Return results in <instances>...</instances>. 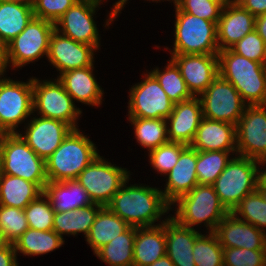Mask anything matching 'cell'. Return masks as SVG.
<instances>
[{
	"instance_id": "20",
	"label": "cell",
	"mask_w": 266,
	"mask_h": 266,
	"mask_svg": "<svg viewBox=\"0 0 266 266\" xmlns=\"http://www.w3.org/2000/svg\"><path fill=\"white\" fill-rule=\"evenodd\" d=\"M255 16L235 0L226 1L217 23V42L220 50L230 49L255 29Z\"/></svg>"
},
{
	"instance_id": "21",
	"label": "cell",
	"mask_w": 266,
	"mask_h": 266,
	"mask_svg": "<svg viewBox=\"0 0 266 266\" xmlns=\"http://www.w3.org/2000/svg\"><path fill=\"white\" fill-rule=\"evenodd\" d=\"M203 119L198 96L176 103L166 119L168 141L190 145Z\"/></svg>"
},
{
	"instance_id": "45",
	"label": "cell",
	"mask_w": 266,
	"mask_h": 266,
	"mask_svg": "<svg viewBox=\"0 0 266 266\" xmlns=\"http://www.w3.org/2000/svg\"><path fill=\"white\" fill-rule=\"evenodd\" d=\"M78 0H32L34 17L55 23Z\"/></svg>"
},
{
	"instance_id": "49",
	"label": "cell",
	"mask_w": 266,
	"mask_h": 266,
	"mask_svg": "<svg viewBox=\"0 0 266 266\" xmlns=\"http://www.w3.org/2000/svg\"><path fill=\"white\" fill-rule=\"evenodd\" d=\"M256 190H266V158L257 161Z\"/></svg>"
},
{
	"instance_id": "38",
	"label": "cell",
	"mask_w": 266,
	"mask_h": 266,
	"mask_svg": "<svg viewBox=\"0 0 266 266\" xmlns=\"http://www.w3.org/2000/svg\"><path fill=\"white\" fill-rule=\"evenodd\" d=\"M231 213L266 233V203L257 190L246 195Z\"/></svg>"
},
{
	"instance_id": "51",
	"label": "cell",
	"mask_w": 266,
	"mask_h": 266,
	"mask_svg": "<svg viewBox=\"0 0 266 266\" xmlns=\"http://www.w3.org/2000/svg\"><path fill=\"white\" fill-rule=\"evenodd\" d=\"M8 68L6 45L0 41V77L8 75Z\"/></svg>"
},
{
	"instance_id": "48",
	"label": "cell",
	"mask_w": 266,
	"mask_h": 266,
	"mask_svg": "<svg viewBox=\"0 0 266 266\" xmlns=\"http://www.w3.org/2000/svg\"><path fill=\"white\" fill-rule=\"evenodd\" d=\"M128 2H130V1L129 0H117V1H115L112 4L110 11H108L109 13H106L107 16H106L105 22L103 24V27H105L106 29H110V26L112 25V23L114 24V22L116 21L115 19L119 17V15L124 10L125 5H127Z\"/></svg>"
},
{
	"instance_id": "1",
	"label": "cell",
	"mask_w": 266,
	"mask_h": 266,
	"mask_svg": "<svg viewBox=\"0 0 266 266\" xmlns=\"http://www.w3.org/2000/svg\"><path fill=\"white\" fill-rule=\"evenodd\" d=\"M131 178L113 195L107 207L129 226L151 227L163 224L171 214V205L165 200L161 188L140 182H130L129 185Z\"/></svg>"
},
{
	"instance_id": "23",
	"label": "cell",
	"mask_w": 266,
	"mask_h": 266,
	"mask_svg": "<svg viewBox=\"0 0 266 266\" xmlns=\"http://www.w3.org/2000/svg\"><path fill=\"white\" fill-rule=\"evenodd\" d=\"M94 65L73 69L60 74L57 79L74 102L100 107L104 101V88L97 81Z\"/></svg>"
},
{
	"instance_id": "11",
	"label": "cell",
	"mask_w": 266,
	"mask_h": 266,
	"mask_svg": "<svg viewBox=\"0 0 266 266\" xmlns=\"http://www.w3.org/2000/svg\"><path fill=\"white\" fill-rule=\"evenodd\" d=\"M100 154L79 174L77 181L86 189L93 203L107 206L115 193L132 175L127 168L111 163Z\"/></svg>"
},
{
	"instance_id": "37",
	"label": "cell",
	"mask_w": 266,
	"mask_h": 266,
	"mask_svg": "<svg viewBox=\"0 0 266 266\" xmlns=\"http://www.w3.org/2000/svg\"><path fill=\"white\" fill-rule=\"evenodd\" d=\"M203 231L196 238L192 249L195 266H224L223 247L216 234Z\"/></svg>"
},
{
	"instance_id": "7",
	"label": "cell",
	"mask_w": 266,
	"mask_h": 266,
	"mask_svg": "<svg viewBox=\"0 0 266 266\" xmlns=\"http://www.w3.org/2000/svg\"><path fill=\"white\" fill-rule=\"evenodd\" d=\"M40 79L32 76L34 115L62 121L72 129L79 128L78 121L83 116V109L77 107L56 77Z\"/></svg>"
},
{
	"instance_id": "26",
	"label": "cell",
	"mask_w": 266,
	"mask_h": 266,
	"mask_svg": "<svg viewBox=\"0 0 266 266\" xmlns=\"http://www.w3.org/2000/svg\"><path fill=\"white\" fill-rule=\"evenodd\" d=\"M43 193L49 199L54 212L76 210L94 204L77 179L47 182Z\"/></svg>"
},
{
	"instance_id": "39",
	"label": "cell",
	"mask_w": 266,
	"mask_h": 266,
	"mask_svg": "<svg viewBox=\"0 0 266 266\" xmlns=\"http://www.w3.org/2000/svg\"><path fill=\"white\" fill-rule=\"evenodd\" d=\"M188 145L181 142L168 141L161 146L151 149L147 152L149 157L148 162L152 167V170L160 174L161 176L167 175L177 163L180 153Z\"/></svg>"
},
{
	"instance_id": "44",
	"label": "cell",
	"mask_w": 266,
	"mask_h": 266,
	"mask_svg": "<svg viewBox=\"0 0 266 266\" xmlns=\"http://www.w3.org/2000/svg\"><path fill=\"white\" fill-rule=\"evenodd\" d=\"M224 266H266V250L223 248Z\"/></svg>"
},
{
	"instance_id": "34",
	"label": "cell",
	"mask_w": 266,
	"mask_h": 266,
	"mask_svg": "<svg viewBox=\"0 0 266 266\" xmlns=\"http://www.w3.org/2000/svg\"><path fill=\"white\" fill-rule=\"evenodd\" d=\"M127 121L134 130L136 143L147 149L145 152L168 142L166 119L127 117Z\"/></svg>"
},
{
	"instance_id": "43",
	"label": "cell",
	"mask_w": 266,
	"mask_h": 266,
	"mask_svg": "<svg viewBox=\"0 0 266 266\" xmlns=\"http://www.w3.org/2000/svg\"><path fill=\"white\" fill-rule=\"evenodd\" d=\"M233 52L266 65V43L254 29L230 48Z\"/></svg>"
},
{
	"instance_id": "2",
	"label": "cell",
	"mask_w": 266,
	"mask_h": 266,
	"mask_svg": "<svg viewBox=\"0 0 266 266\" xmlns=\"http://www.w3.org/2000/svg\"><path fill=\"white\" fill-rule=\"evenodd\" d=\"M170 211L173 213L170 216L179 224L197 230L203 225L206 232H214L220 221L229 213L213 185L199 183L189 193L173 202Z\"/></svg>"
},
{
	"instance_id": "40",
	"label": "cell",
	"mask_w": 266,
	"mask_h": 266,
	"mask_svg": "<svg viewBox=\"0 0 266 266\" xmlns=\"http://www.w3.org/2000/svg\"><path fill=\"white\" fill-rule=\"evenodd\" d=\"M28 228L24 210L0 205V234L5 243L13 244Z\"/></svg>"
},
{
	"instance_id": "18",
	"label": "cell",
	"mask_w": 266,
	"mask_h": 266,
	"mask_svg": "<svg viewBox=\"0 0 266 266\" xmlns=\"http://www.w3.org/2000/svg\"><path fill=\"white\" fill-rule=\"evenodd\" d=\"M179 67L188 90L199 96L219 75L218 54H169Z\"/></svg>"
},
{
	"instance_id": "30",
	"label": "cell",
	"mask_w": 266,
	"mask_h": 266,
	"mask_svg": "<svg viewBox=\"0 0 266 266\" xmlns=\"http://www.w3.org/2000/svg\"><path fill=\"white\" fill-rule=\"evenodd\" d=\"M33 17L32 2H0V41L7 45Z\"/></svg>"
},
{
	"instance_id": "42",
	"label": "cell",
	"mask_w": 266,
	"mask_h": 266,
	"mask_svg": "<svg viewBox=\"0 0 266 266\" xmlns=\"http://www.w3.org/2000/svg\"><path fill=\"white\" fill-rule=\"evenodd\" d=\"M227 0H177L176 7L183 12L218 23Z\"/></svg>"
},
{
	"instance_id": "54",
	"label": "cell",
	"mask_w": 266,
	"mask_h": 266,
	"mask_svg": "<svg viewBox=\"0 0 266 266\" xmlns=\"http://www.w3.org/2000/svg\"><path fill=\"white\" fill-rule=\"evenodd\" d=\"M0 2H32V0H0Z\"/></svg>"
},
{
	"instance_id": "19",
	"label": "cell",
	"mask_w": 266,
	"mask_h": 266,
	"mask_svg": "<svg viewBox=\"0 0 266 266\" xmlns=\"http://www.w3.org/2000/svg\"><path fill=\"white\" fill-rule=\"evenodd\" d=\"M214 233L223 248L266 250V233L229 212Z\"/></svg>"
},
{
	"instance_id": "8",
	"label": "cell",
	"mask_w": 266,
	"mask_h": 266,
	"mask_svg": "<svg viewBox=\"0 0 266 266\" xmlns=\"http://www.w3.org/2000/svg\"><path fill=\"white\" fill-rule=\"evenodd\" d=\"M54 29L55 23L33 17L26 28L6 45L10 70L18 71L41 58L47 59L49 40Z\"/></svg>"
},
{
	"instance_id": "52",
	"label": "cell",
	"mask_w": 266,
	"mask_h": 266,
	"mask_svg": "<svg viewBox=\"0 0 266 266\" xmlns=\"http://www.w3.org/2000/svg\"><path fill=\"white\" fill-rule=\"evenodd\" d=\"M148 266H174L172 261L169 259L167 255L163 256L162 258H159L156 260L153 264Z\"/></svg>"
},
{
	"instance_id": "22",
	"label": "cell",
	"mask_w": 266,
	"mask_h": 266,
	"mask_svg": "<svg viewBox=\"0 0 266 266\" xmlns=\"http://www.w3.org/2000/svg\"><path fill=\"white\" fill-rule=\"evenodd\" d=\"M197 150L187 146L181 153L173 169L165 175V184L161 191L165 200L171 205L179 197L189 193L197 184ZM163 188V189H162Z\"/></svg>"
},
{
	"instance_id": "14",
	"label": "cell",
	"mask_w": 266,
	"mask_h": 266,
	"mask_svg": "<svg viewBox=\"0 0 266 266\" xmlns=\"http://www.w3.org/2000/svg\"><path fill=\"white\" fill-rule=\"evenodd\" d=\"M101 5L93 0H78L55 22V30L100 51L101 34L95 18Z\"/></svg>"
},
{
	"instance_id": "4",
	"label": "cell",
	"mask_w": 266,
	"mask_h": 266,
	"mask_svg": "<svg viewBox=\"0 0 266 266\" xmlns=\"http://www.w3.org/2000/svg\"><path fill=\"white\" fill-rule=\"evenodd\" d=\"M79 128L72 129L60 146L45 160L48 182L77 179L99 155L96 144Z\"/></svg>"
},
{
	"instance_id": "35",
	"label": "cell",
	"mask_w": 266,
	"mask_h": 266,
	"mask_svg": "<svg viewBox=\"0 0 266 266\" xmlns=\"http://www.w3.org/2000/svg\"><path fill=\"white\" fill-rule=\"evenodd\" d=\"M169 59L167 60V64L163 66L164 68L156 66L153 69L151 68L149 72L157 79L173 103L176 104L191 99L193 95L188 90L179 67L171 58Z\"/></svg>"
},
{
	"instance_id": "27",
	"label": "cell",
	"mask_w": 266,
	"mask_h": 266,
	"mask_svg": "<svg viewBox=\"0 0 266 266\" xmlns=\"http://www.w3.org/2000/svg\"><path fill=\"white\" fill-rule=\"evenodd\" d=\"M166 255L165 222L151 227H136L133 266H148Z\"/></svg>"
},
{
	"instance_id": "5",
	"label": "cell",
	"mask_w": 266,
	"mask_h": 266,
	"mask_svg": "<svg viewBox=\"0 0 266 266\" xmlns=\"http://www.w3.org/2000/svg\"><path fill=\"white\" fill-rule=\"evenodd\" d=\"M173 7V47L164 49L169 54H218L217 24Z\"/></svg>"
},
{
	"instance_id": "12",
	"label": "cell",
	"mask_w": 266,
	"mask_h": 266,
	"mask_svg": "<svg viewBox=\"0 0 266 266\" xmlns=\"http://www.w3.org/2000/svg\"><path fill=\"white\" fill-rule=\"evenodd\" d=\"M142 80L131 85L128 95L126 116L149 119H167L173 103L160 86L157 79L146 69L142 71Z\"/></svg>"
},
{
	"instance_id": "53",
	"label": "cell",
	"mask_w": 266,
	"mask_h": 266,
	"mask_svg": "<svg viewBox=\"0 0 266 266\" xmlns=\"http://www.w3.org/2000/svg\"><path fill=\"white\" fill-rule=\"evenodd\" d=\"M144 1H149V3L150 2H153V3H160V2H166V1H168L169 3H171L172 4V2H173V4H174V6L176 5V2H177V0H144Z\"/></svg>"
},
{
	"instance_id": "56",
	"label": "cell",
	"mask_w": 266,
	"mask_h": 266,
	"mask_svg": "<svg viewBox=\"0 0 266 266\" xmlns=\"http://www.w3.org/2000/svg\"><path fill=\"white\" fill-rule=\"evenodd\" d=\"M96 3L103 4V2L107 3L109 0H93Z\"/></svg>"
},
{
	"instance_id": "46",
	"label": "cell",
	"mask_w": 266,
	"mask_h": 266,
	"mask_svg": "<svg viewBox=\"0 0 266 266\" xmlns=\"http://www.w3.org/2000/svg\"><path fill=\"white\" fill-rule=\"evenodd\" d=\"M18 260L13 244L5 243L0 247V266H19Z\"/></svg>"
},
{
	"instance_id": "32",
	"label": "cell",
	"mask_w": 266,
	"mask_h": 266,
	"mask_svg": "<svg viewBox=\"0 0 266 266\" xmlns=\"http://www.w3.org/2000/svg\"><path fill=\"white\" fill-rule=\"evenodd\" d=\"M65 244L54 230L42 231L28 228L14 243L17 258L21 256H43L58 250ZM19 253V254H18Z\"/></svg>"
},
{
	"instance_id": "55",
	"label": "cell",
	"mask_w": 266,
	"mask_h": 266,
	"mask_svg": "<svg viewBox=\"0 0 266 266\" xmlns=\"http://www.w3.org/2000/svg\"><path fill=\"white\" fill-rule=\"evenodd\" d=\"M257 191L261 194L263 200L266 203V190H257Z\"/></svg>"
},
{
	"instance_id": "16",
	"label": "cell",
	"mask_w": 266,
	"mask_h": 266,
	"mask_svg": "<svg viewBox=\"0 0 266 266\" xmlns=\"http://www.w3.org/2000/svg\"><path fill=\"white\" fill-rule=\"evenodd\" d=\"M20 128L22 130L17 133L44 160L53 154L72 130L62 121L34 115V113L23 128Z\"/></svg>"
},
{
	"instance_id": "13",
	"label": "cell",
	"mask_w": 266,
	"mask_h": 266,
	"mask_svg": "<svg viewBox=\"0 0 266 266\" xmlns=\"http://www.w3.org/2000/svg\"><path fill=\"white\" fill-rule=\"evenodd\" d=\"M203 117L237 125L245 107L236 88L218 75L199 96Z\"/></svg>"
},
{
	"instance_id": "28",
	"label": "cell",
	"mask_w": 266,
	"mask_h": 266,
	"mask_svg": "<svg viewBox=\"0 0 266 266\" xmlns=\"http://www.w3.org/2000/svg\"><path fill=\"white\" fill-rule=\"evenodd\" d=\"M102 207V205L94 203L76 210L55 212L53 230L64 240V236L76 237L79 233H83L82 235L86 238Z\"/></svg>"
},
{
	"instance_id": "36",
	"label": "cell",
	"mask_w": 266,
	"mask_h": 266,
	"mask_svg": "<svg viewBox=\"0 0 266 266\" xmlns=\"http://www.w3.org/2000/svg\"><path fill=\"white\" fill-rule=\"evenodd\" d=\"M234 155L237 151H197L198 183L212 185Z\"/></svg>"
},
{
	"instance_id": "47",
	"label": "cell",
	"mask_w": 266,
	"mask_h": 266,
	"mask_svg": "<svg viewBox=\"0 0 266 266\" xmlns=\"http://www.w3.org/2000/svg\"><path fill=\"white\" fill-rule=\"evenodd\" d=\"M255 17L266 13V0H235Z\"/></svg>"
},
{
	"instance_id": "58",
	"label": "cell",
	"mask_w": 266,
	"mask_h": 266,
	"mask_svg": "<svg viewBox=\"0 0 266 266\" xmlns=\"http://www.w3.org/2000/svg\"><path fill=\"white\" fill-rule=\"evenodd\" d=\"M6 132L0 127V136L5 134Z\"/></svg>"
},
{
	"instance_id": "6",
	"label": "cell",
	"mask_w": 266,
	"mask_h": 266,
	"mask_svg": "<svg viewBox=\"0 0 266 266\" xmlns=\"http://www.w3.org/2000/svg\"><path fill=\"white\" fill-rule=\"evenodd\" d=\"M1 173L21 177L44 190L48 182L45 160L39 157L18 133L0 136Z\"/></svg>"
},
{
	"instance_id": "3",
	"label": "cell",
	"mask_w": 266,
	"mask_h": 266,
	"mask_svg": "<svg viewBox=\"0 0 266 266\" xmlns=\"http://www.w3.org/2000/svg\"><path fill=\"white\" fill-rule=\"evenodd\" d=\"M218 71L247 106L266 105V65L226 49L218 53Z\"/></svg>"
},
{
	"instance_id": "10",
	"label": "cell",
	"mask_w": 266,
	"mask_h": 266,
	"mask_svg": "<svg viewBox=\"0 0 266 266\" xmlns=\"http://www.w3.org/2000/svg\"><path fill=\"white\" fill-rule=\"evenodd\" d=\"M33 115L32 76L13 80L10 76L0 77V127L6 133H17L21 125ZM24 123V124H23ZM21 124V125H20ZM19 128V129H18Z\"/></svg>"
},
{
	"instance_id": "50",
	"label": "cell",
	"mask_w": 266,
	"mask_h": 266,
	"mask_svg": "<svg viewBox=\"0 0 266 266\" xmlns=\"http://www.w3.org/2000/svg\"><path fill=\"white\" fill-rule=\"evenodd\" d=\"M255 30L258 32V35L266 43V13L256 16Z\"/></svg>"
},
{
	"instance_id": "25",
	"label": "cell",
	"mask_w": 266,
	"mask_h": 266,
	"mask_svg": "<svg viewBox=\"0 0 266 266\" xmlns=\"http://www.w3.org/2000/svg\"><path fill=\"white\" fill-rule=\"evenodd\" d=\"M200 230L179 224L171 216L165 221L166 255L174 266H195L193 246Z\"/></svg>"
},
{
	"instance_id": "31",
	"label": "cell",
	"mask_w": 266,
	"mask_h": 266,
	"mask_svg": "<svg viewBox=\"0 0 266 266\" xmlns=\"http://www.w3.org/2000/svg\"><path fill=\"white\" fill-rule=\"evenodd\" d=\"M129 227L124 220L113 213L107 206H103L85 238L86 244L90 246L94 255L103 245L121 235Z\"/></svg>"
},
{
	"instance_id": "57",
	"label": "cell",
	"mask_w": 266,
	"mask_h": 266,
	"mask_svg": "<svg viewBox=\"0 0 266 266\" xmlns=\"http://www.w3.org/2000/svg\"><path fill=\"white\" fill-rule=\"evenodd\" d=\"M5 244V241L3 240L1 234H0V247Z\"/></svg>"
},
{
	"instance_id": "9",
	"label": "cell",
	"mask_w": 266,
	"mask_h": 266,
	"mask_svg": "<svg viewBox=\"0 0 266 266\" xmlns=\"http://www.w3.org/2000/svg\"><path fill=\"white\" fill-rule=\"evenodd\" d=\"M212 185L221 203L232 212L246 195L257 189V160L234 155Z\"/></svg>"
},
{
	"instance_id": "17",
	"label": "cell",
	"mask_w": 266,
	"mask_h": 266,
	"mask_svg": "<svg viewBox=\"0 0 266 266\" xmlns=\"http://www.w3.org/2000/svg\"><path fill=\"white\" fill-rule=\"evenodd\" d=\"M96 52L99 51L93 46L74 41L54 29L46 60L58 72L57 78L66 71L95 65Z\"/></svg>"
},
{
	"instance_id": "41",
	"label": "cell",
	"mask_w": 266,
	"mask_h": 266,
	"mask_svg": "<svg viewBox=\"0 0 266 266\" xmlns=\"http://www.w3.org/2000/svg\"><path fill=\"white\" fill-rule=\"evenodd\" d=\"M29 228L42 231L53 230L54 210L49 199L42 193L24 209Z\"/></svg>"
},
{
	"instance_id": "33",
	"label": "cell",
	"mask_w": 266,
	"mask_h": 266,
	"mask_svg": "<svg viewBox=\"0 0 266 266\" xmlns=\"http://www.w3.org/2000/svg\"><path fill=\"white\" fill-rule=\"evenodd\" d=\"M136 227L130 226L125 232L103 245L94 254L108 266H133V249Z\"/></svg>"
},
{
	"instance_id": "24",
	"label": "cell",
	"mask_w": 266,
	"mask_h": 266,
	"mask_svg": "<svg viewBox=\"0 0 266 266\" xmlns=\"http://www.w3.org/2000/svg\"><path fill=\"white\" fill-rule=\"evenodd\" d=\"M189 146L197 151H237L236 125L203 117Z\"/></svg>"
},
{
	"instance_id": "15",
	"label": "cell",
	"mask_w": 266,
	"mask_h": 266,
	"mask_svg": "<svg viewBox=\"0 0 266 266\" xmlns=\"http://www.w3.org/2000/svg\"><path fill=\"white\" fill-rule=\"evenodd\" d=\"M237 155L266 158V105L246 106L236 125Z\"/></svg>"
},
{
	"instance_id": "29",
	"label": "cell",
	"mask_w": 266,
	"mask_h": 266,
	"mask_svg": "<svg viewBox=\"0 0 266 266\" xmlns=\"http://www.w3.org/2000/svg\"><path fill=\"white\" fill-rule=\"evenodd\" d=\"M43 190L21 177L0 173V205L24 210Z\"/></svg>"
}]
</instances>
